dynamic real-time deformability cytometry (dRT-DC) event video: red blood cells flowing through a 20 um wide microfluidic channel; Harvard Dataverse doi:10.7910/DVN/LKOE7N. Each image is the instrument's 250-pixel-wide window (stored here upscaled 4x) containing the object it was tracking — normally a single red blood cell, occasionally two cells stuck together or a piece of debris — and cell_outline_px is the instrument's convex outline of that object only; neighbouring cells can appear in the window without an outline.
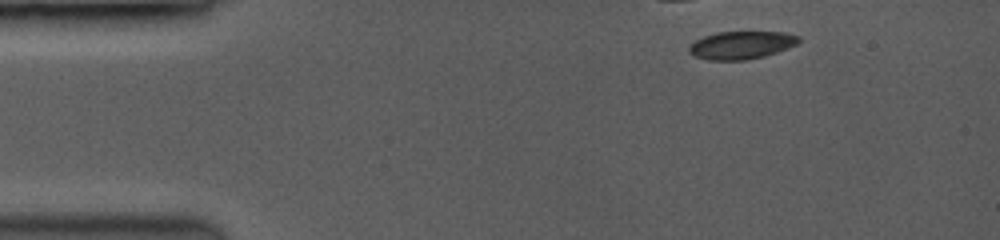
{"species": "common noctule bat (a hibernating species)", "species_latin": "Nyctalus noctula", "temperature_condition": "room temperature", "stored_images_in_passage": 5, "camera_frame_rate_fps": 3500, "um_per_image_px": 0.085, "animal": {"sex": "female", "body_mass_g": 19.0, "forearm_length_mm": 53.3}, "frame": {"image": 1, "passage_image": 1, "time_ms": 0.0, "image_size_px": [1000, 240], "cell_outline_px": [[800, 40], [796, 44], [776, 52], [764, 56], [744, 60], [712, 60], [696, 56], [688, 52], [688, 48], [696, 40], [704, 36], [720, 32], [780, 32], [796, 36]], "centroid_in_image_um": [62.98, 3.84], "position_along_channel_um": 22.0, "area_um2": 17.34}}